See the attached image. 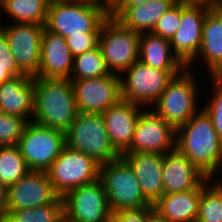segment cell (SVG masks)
<instances>
[{
	"instance_id": "cell-1",
	"label": "cell",
	"mask_w": 222,
	"mask_h": 222,
	"mask_svg": "<svg viewBox=\"0 0 222 222\" xmlns=\"http://www.w3.org/2000/svg\"><path fill=\"white\" fill-rule=\"evenodd\" d=\"M176 149L208 178L215 180L214 176L221 174L222 140L202 108L176 129Z\"/></svg>"
},
{
	"instance_id": "cell-2",
	"label": "cell",
	"mask_w": 222,
	"mask_h": 222,
	"mask_svg": "<svg viewBox=\"0 0 222 222\" xmlns=\"http://www.w3.org/2000/svg\"><path fill=\"white\" fill-rule=\"evenodd\" d=\"M110 7L99 0H58L48 5L45 28L65 39L77 35H99Z\"/></svg>"
},
{
	"instance_id": "cell-3",
	"label": "cell",
	"mask_w": 222,
	"mask_h": 222,
	"mask_svg": "<svg viewBox=\"0 0 222 222\" xmlns=\"http://www.w3.org/2000/svg\"><path fill=\"white\" fill-rule=\"evenodd\" d=\"M78 114L69 79L35 78L32 122L65 132Z\"/></svg>"
},
{
	"instance_id": "cell-4",
	"label": "cell",
	"mask_w": 222,
	"mask_h": 222,
	"mask_svg": "<svg viewBox=\"0 0 222 222\" xmlns=\"http://www.w3.org/2000/svg\"><path fill=\"white\" fill-rule=\"evenodd\" d=\"M193 72L192 69L185 67L175 75L151 108L175 129L186 124L200 110L197 100L198 80Z\"/></svg>"
},
{
	"instance_id": "cell-5",
	"label": "cell",
	"mask_w": 222,
	"mask_h": 222,
	"mask_svg": "<svg viewBox=\"0 0 222 222\" xmlns=\"http://www.w3.org/2000/svg\"><path fill=\"white\" fill-rule=\"evenodd\" d=\"M65 145L85 153L100 165L121 156L110 143L102 114L78 112L65 131Z\"/></svg>"
},
{
	"instance_id": "cell-6",
	"label": "cell",
	"mask_w": 222,
	"mask_h": 222,
	"mask_svg": "<svg viewBox=\"0 0 222 222\" xmlns=\"http://www.w3.org/2000/svg\"><path fill=\"white\" fill-rule=\"evenodd\" d=\"M99 180L104 186L112 213L151 206L142 194L133 170L121 156L100 165Z\"/></svg>"
},
{
	"instance_id": "cell-7",
	"label": "cell",
	"mask_w": 222,
	"mask_h": 222,
	"mask_svg": "<svg viewBox=\"0 0 222 222\" xmlns=\"http://www.w3.org/2000/svg\"><path fill=\"white\" fill-rule=\"evenodd\" d=\"M181 71L156 69L138 60L123 72L126 77L120 75L121 99L150 108Z\"/></svg>"
},
{
	"instance_id": "cell-8",
	"label": "cell",
	"mask_w": 222,
	"mask_h": 222,
	"mask_svg": "<svg viewBox=\"0 0 222 222\" xmlns=\"http://www.w3.org/2000/svg\"><path fill=\"white\" fill-rule=\"evenodd\" d=\"M139 40V33L127 29L111 15L103 22L98 46L111 73L121 75L139 60Z\"/></svg>"
},
{
	"instance_id": "cell-9",
	"label": "cell",
	"mask_w": 222,
	"mask_h": 222,
	"mask_svg": "<svg viewBox=\"0 0 222 222\" xmlns=\"http://www.w3.org/2000/svg\"><path fill=\"white\" fill-rule=\"evenodd\" d=\"M47 173L54 191L63 197L71 189L99 180L100 164L65 145Z\"/></svg>"
},
{
	"instance_id": "cell-10",
	"label": "cell",
	"mask_w": 222,
	"mask_h": 222,
	"mask_svg": "<svg viewBox=\"0 0 222 222\" xmlns=\"http://www.w3.org/2000/svg\"><path fill=\"white\" fill-rule=\"evenodd\" d=\"M17 146L30 170L47 171L65 146V132L31 121Z\"/></svg>"
},
{
	"instance_id": "cell-11",
	"label": "cell",
	"mask_w": 222,
	"mask_h": 222,
	"mask_svg": "<svg viewBox=\"0 0 222 222\" xmlns=\"http://www.w3.org/2000/svg\"><path fill=\"white\" fill-rule=\"evenodd\" d=\"M62 199L64 222H105L113 214L100 180L71 189Z\"/></svg>"
},
{
	"instance_id": "cell-12",
	"label": "cell",
	"mask_w": 222,
	"mask_h": 222,
	"mask_svg": "<svg viewBox=\"0 0 222 222\" xmlns=\"http://www.w3.org/2000/svg\"><path fill=\"white\" fill-rule=\"evenodd\" d=\"M13 24V25H12ZM2 25L11 53L18 68L27 75L35 76L41 59V40L44 25L30 23H13Z\"/></svg>"
},
{
	"instance_id": "cell-13",
	"label": "cell",
	"mask_w": 222,
	"mask_h": 222,
	"mask_svg": "<svg viewBox=\"0 0 222 222\" xmlns=\"http://www.w3.org/2000/svg\"><path fill=\"white\" fill-rule=\"evenodd\" d=\"M175 148L176 129L150 108L140 113L133 141L123 153L165 154Z\"/></svg>"
},
{
	"instance_id": "cell-14",
	"label": "cell",
	"mask_w": 222,
	"mask_h": 222,
	"mask_svg": "<svg viewBox=\"0 0 222 222\" xmlns=\"http://www.w3.org/2000/svg\"><path fill=\"white\" fill-rule=\"evenodd\" d=\"M70 81L78 112L102 114L121 99L120 75Z\"/></svg>"
},
{
	"instance_id": "cell-15",
	"label": "cell",
	"mask_w": 222,
	"mask_h": 222,
	"mask_svg": "<svg viewBox=\"0 0 222 222\" xmlns=\"http://www.w3.org/2000/svg\"><path fill=\"white\" fill-rule=\"evenodd\" d=\"M211 6L182 2L179 28L170 40L173 54L187 67L197 56L202 42L205 15Z\"/></svg>"
},
{
	"instance_id": "cell-16",
	"label": "cell",
	"mask_w": 222,
	"mask_h": 222,
	"mask_svg": "<svg viewBox=\"0 0 222 222\" xmlns=\"http://www.w3.org/2000/svg\"><path fill=\"white\" fill-rule=\"evenodd\" d=\"M58 197L47 171L30 170L18 182L7 188V211L51 204Z\"/></svg>"
},
{
	"instance_id": "cell-17",
	"label": "cell",
	"mask_w": 222,
	"mask_h": 222,
	"mask_svg": "<svg viewBox=\"0 0 222 222\" xmlns=\"http://www.w3.org/2000/svg\"><path fill=\"white\" fill-rule=\"evenodd\" d=\"M143 109L142 106L120 99L102 113L110 143L120 155L133 141L136 124Z\"/></svg>"
},
{
	"instance_id": "cell-18",
	"label": "cell",
	"mask_w": 222,
	"mask_h": 222,
	"mask_svg": "<svg viewBox=\"0 0 222 222\" xmlns=\"http://www.w3.org/2000/svg\"><path fill=\"white\" fill-rule=\"evenodd\" d=\"M209 178L176 148L164 154V194L200 188Z\"/></svg>"
},
{
	"instance_id": "cell-19",
	"label": "cell",
	"mask_w": 222,
	"mask_h": 222,
	"mask_svg": "<svg viewBox=\"0 0 222 222\" xmlns=\"http://www.w3.org/2000/svg\"><path fill=\"white\" fill-rule=\"evenodd\" d=\"M74 56L64 37L44 28L41 59L35 78L70 79Z\"/></svg>"
},
{
	"instance_id": "cell-20",
	"label": "cell",
	"mask_w": 222,
	"mask_h": 222,
	"mask_svg": "<svg viewBox=\"0 0 222 222\" xmlns=\"http://www.w3.org/2000/svg\"><path fill=\"white\" fill-rule=\"evenodd\" d=\"M121 157L133 170L142 194L153 205L164 194V154L122 153Z\"/></svg>"
},
{
	"instance_id": "cell-21",
	"label": "cell",
	"mask_w": 222,
	"mask_h": 222,
	"mask_svg": "<svg viewBox=\"0 0 222 222\" xmlns=\"http://www.w3.org/2000/svg\"><path fill=\"white\" fill-rule=\"evenodd\" d=\"M198 58L205 62L209 77H218L222 73V10L218 6L207 11L202 27L201 48L187 68L193 69L192 65Z\"/></svg>"
},
{
	"instance_id": "cell-22",
	"label": "cell",
	"mask_w": 222,
	"mask_h": 222,
	"mask_svg": "<svg viewBox=\"0 0 222 222\" xmlns=\"http://www.w3.org/2000/svg\"><path fill=\"white\" fill-rule=\"evenodd\" d=\"M177 0H148L134 7H110V15L139 34L151 33L157 21Z\"/></svg>"
},
{
	"instance_id": "cell-23",
	"label": "cell",
	"mask_w": 222,
	"mask_h": 222,
	"mask_svg": "<svg viewBox=\"0 0 222 222\" xmlns=\"http://www.w3.org/2000/svg\"><path fill=\"white\" fill-rule=\"evenodd\" d=\"M34 77L24 74L0 83V111L32 121Z\"/></svg>"
},
{
	"instance_id": "cell-24",
	"label": "cell",
	"mask_w": 222,
	"mask_h": 222,
	"mask_svg": "<svg viewBox=\"0 0 222 222\" xmlns=\"http://www.w3.org/2000/svg\"><path fill=\"white\" fill-rule=\"evenodd\" d=\"M202 186L184 192L163 194L153 208L169 222H196Z\"/></svg>"
},
{
	"instance_id": "cell-25",
	"label": "cell",
	"mask_w": 222,
	"mask_h": 222,
	"mask_svg": "<svg viewBox=\"0 0 222 222\" xmlns=\"http://www.w3.org/2000/svg\"><path fill=\"white\" fill-rule=\"evenodd\" d=\"M139 61L160 70H183L185 68L173 54L170 40L152 33L140 34Z\"/></svg>"
},
{
	"instance_id": "cell-26",
	"label": "cell",
	"mask_w": 222,
	"mask_h": 222,
	"mask_svg": "<svg viewBox=\"0 0 222 222\" xmlns=\"http://www.w3.org/2000/svg\"><path fill=\"white\" fill-rule=\"evenodd\" d=\"M49 2L47 0H1L0 19L5 12L14 23L46 24ZM0 22L4 23L0 20Z\"/></svg>"
},
{
	"instance_id": "cell-27",
	"label": "cell",
	"mask_w": 222,
	"mask_h": 222,
	"mask_svg": "<svg viewBox=\"0 0 222 222\" xmlns=\"http://www.w3.org/2000/svg\"><path fill=\"white\" fill-rule=\"evenodd\" d=\"M213 182V183H212ZM196 222H222V180L208 179L202 194Z\"/></svg>"
},
{
	"instance_id": "cell-28",
	"label": "cell",
	"mask_w": 222,
	"mask_h": 222,
	"mask_svg": "<svg viewBox=\"0 0 222 222\" xmlns=\"http://www.w3.org/2000/svg\"><path fill=\"white\" fill-rule=\"evenodd\" d=\"M4 222H64L63 199L32 209L6 211Z\"/></svg>"
},
{
	"instance_id": "cell-29",
	"label": "cell",
	"mask_w": 222,
	"mask_h": 222,
	"mask_svg": "<svg viewBox=\"0 0 222 222\" xmlns=\"http://www.w3.org/2000/svg\"><path fill=\"white\" fill-rule=\"evenodd\" d=\"M30 169L17 145L0 146V183L7 188L18 182Z\"/></svg>"
},
{
	"instance_id": "cell-30",
	"label": "cell",
	"mask_w": 222,
	"mask_h": 222,
	"mask_svg": "<svg viewBox=\"0 0 222 222\" xmlns=\"http://www.w3.org/2000/svg\"><path fill=\"white\" fill-rule=\"evenodd\" d=\"M102 52L96 48L74 57L73 68L69 80L100 78L110 75Z\"/></svg>"
},
{
	"instance_id": "cell-31",
	"label": "cell",
	"mask_w": 222,
	"mask_h": 222,
	"mask_svg": "<svg viewBox=\"0 0 222 222\" xmlns=\"http://www.w3.org/2000/svg\"><path fill=\"white\" fill-rule=\"evenodd\" d=\"M29 121L0 111V146L17 145Z\"/></svg>"
},
{
	"instance_id": "cell-32",
	"label": "cell",
	"mask_w": 222,
	"mask_h": 222,
	"mask_svg": "<svg viewBox=\"0 0 222 222\" xmlns=\"http://www.w3.org/2000/svg\"><path fill=\"white\" fill-rule=\"evenodd\" d=\"M212 95L209 96L208 102L201 107L210 117L212 125L218 136L222 140V80L219 77H210ZM211 97V98H210Z\"/></svg>"
},
{
	"instance_id": "cell-33",
	"label": "cell",
	"mask_w": 222,
	"mask_h": 222,
	"mask_svg": "<svg viewBox=\"0 0 222 222\" xmlns=\"http://www.w3.org/2000/svg\"><path fill=\"white\" fill-rule=\"evenodd\" d=\"M182 15V2L177 1L158 21L151 33L171 40L179 28Z\"/></svg>"
},
{
	"instance_id": "cell-34",
	"label": "cell",
	"mask_w": 222,
	"mask_h": 222,
	"mask_svg": "<svg viewBox=\"0 0 222 222\" xmlns=\"http://www.w3.org/2000/svg\"><path fill=\"white\" fill-rule=\"evenodd\" d=\"M0 68H5L13 77L24 75L18 68L16 61L11 53L7 37L0 28Z\"/></svg>"
},
{
	"instance_id": "cell-35",
	"label": "cell",
	"mask_w": 222,
	"mask_h": 222,
	"mask_svg": "<svg viewBox=\"0 0 222 222\" xmlns=\"http://www.w3.org/2000/svg\"><path fill=\"white\" fill-rule=\"evenodd\" d=\"M70 52L75 57L98 46L99 35H77L66 38Z\"/></svg>"
},
{
	"instance_id": "cell-36",
	"label": "cell",
	"mask_w": 222,
	"mask_h": 222,
	"mask_svg": "<svg viewBox=\"0 0 222 222\" xmlns=\"http://www.w3.org/2000/svg\"><path fill=\"white\" fill-rule=\"evenodd\" d=\"M153 209L150 207L132 209V210H119L112 214L118 222H147V214Z\"/></svg>"
},
{
	"instance_id": "cell-37",
	"label": "cell",
	"mask_w": 222,
	"mask_h": 222,
	"mask_svg": "<svg viewBox=\"0 0 222 222\" xmlns=\"http://www.w3.org/2000/svg\"><path fill=\"white\" fill-rule=\"evenodd\" d=\"M7 211V187L0 183V222L4 221Z\"/></svg>"
},
{
	"instance_id": "cell-38",
	"label": "cell",
	"mask_w": 222,
	"mask_h": 222,
	"mask_svg": "<svg viewBox=\"0 0 222 222\" xmlns=\"http://www.w3.org/2000/svg\"><path fill=\"white\" fill-rule=\"evenodd\" d=\"M148 0H117L111 7H134Z\"/></svg>"
},
{
	"instance_id": "cell-39",
	"label": "cell",
	"mask_w": 222,
	"mask_h": 222,
	"mask_svg": "<svg viewBox=\"0 0 222 222\" xmlns=\"http://www.w3.org/2000/svg\"><path fill=\"white\" fill-rule=\"evenodd\" d=\"M147 222H169L162 217L154 208L147 214Z\"/></svg>"
},
{
	"instance_id": "cell-40",
	"label": "cell",
	"mask_w": 222,
	"mask_h": 222,
	"mask_svg": "<svg viewBox=\"0 0 222 222\" xmlns=\"http://www.w3.org/2000/svg\"><path fill=\"white\" fill-rule=\"evenodd\" d=\"M184 3L206 4L211 7L218 6L220 0H177Z\"/></svg>"
},
{
	"instance_id": "cell-41",
	"label": "cell",
	"mask_w": 222,
	"mask_h": 222,
	"mask_svg": "<svg viewBox=\"0 0 222 222\" xmlns=\"http://www.w3.org/2000/svg\"><path fill=\"white\" fill-rule=\"evenodd\" d=\"M13 76L5 69L0 68V83L11 79Z\"/></svg>"
},
{
	"instance_id": "cell-42",
	"label": "cell",
	"mask_w": 222,
	"mask_h": 222,
	"mask_svg": "<svg viewBox=\"0 0 222 222\" xmlns=\"http://www.w3.org/2000/svg\"><path fill=\"white\" fill-rule=\"evenodd\" d=\"M111 7L117 0H99Z\"/></svg>"
},
{
	"instance_id": "cell-43",
	"label": "cell",
	"mask_w": 222,
	"mask_h": 222,
	"mask_svg": "<svg viewBox=\"0 0 222 222\" xmlns=\"http://www.w3.org/2000/svg\"><path fill=\"white\" fill-rule=\"evenodd\" d=\"M105 222H118L113 216H110Z\"/></svg>"
},
{
	"instance_id": "cell-44",
	"label": "cell",
	"mask_w": 222,
	"mask_h": 222,
	"mask_svg": "<svg viewBox=\"0 0 222 222\" xmlns=\"http://www.w3.org/2000/svg\"><path fill=\"white\" fill-rule=\"evenodd\" d=\"M218 7L222 10V0H220Z\"/></svg>"
},
{
	"instance_id": "cell-45",
	"label": "cell",
	"mask_w": 222,
	"mask_h": 222,
	"mask_svg": "<svg viewBox=\"0 0 222 222\" xmlns=\"http://www.w3.org/2000/svg\"><path fill=\"white\" fill-rule=\"evenodd\" d=\"M49 3H51L52 1H58V0H47Z\"/></svg>"
},
{
	"instance_id": "cell-46",
	"label": "cell",
	"mask_w": 222,
	"mask_h": 222,
	"mask_svg": "<svg viewBox=\"0 0 222 222\" xmlns=\"http://www.w3.org/2000/svg\"><path fill=\"white\" fill-rule=\"evenodd\" d=\"M218 77L222 80V73Z\"/></svg>"
}]
</instances>
